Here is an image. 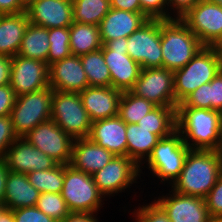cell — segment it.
Listing matches in <instances>:
<instances>
[{
	"instance_id": "1",
	"label": "cell",
	"mask_w": 222,
	"mask_h": 222,
	"mask_svg": "<svg viewBox=\"0 0 222 222\" xmlns=\"http://www.w3.org/2000/svg\"><path fill=\"white\" fill-rule=\"evenodd\" d=\"M221 174L220 151L190 149L179 177L170 188L182 195L204 199Z\"/></svg>"
},
{
	"instance_id": "2",
	"label": "cell",
	"mask_w": 222,
	"mask_h": 222,
	"mask_svg": "<svg viewBox=\"0 0 222 222\" xmlns=\"http://www.w3.org/2000/svg\"><path fill=\"white\" fill-rule=\"evenodd\" d=\"M177 131L191 150L219 151L222 145V114L203 108H177Z\"/></svg>"
},
{
	"instance_id": "3",
	"label": "cell",
	"mask_w": 222,
	"mask_h": 222,
	"mask_svg": "<svg viewBox=\"0 0 222 222\" xmlns=\"http://www.w3.org/2000/svg\"><path fill=\"white\" fill-rule=\"evenodd\" d=\"M189 150L190 148L184 143L177 130L171 135L161 138L149 157L139 166L140 177L145 178L143 175H146L155 181L158 179L157 182L160 181L158 185L164 184V188L165 186L170 187L179 177ZM144 168L148 170L149 175L145 173Z\"/></svg>"
},
{
	"instance_id": "4",
	"label": "cell",
	"mask_w": 222,
	"mask_h": 222,
	"mask_svg": "<svg viewBox=\"0 0 222 222\" xmlns=\"http://www.w3.org/2000/svg\"><path fill=\"white\" fill-rule=\"evenodd\" d=\"M162 67L172 70L183 68L204 45L178 18L160 19Z\"/></svg>"
},
{
	"instance_id": "5",
	"label": "cell",
	"mask_w": 222,
	"mask_h": 222,
	"mask_svg": "<svg viewBox=\"0 0 222 222\" xmlns=\"http://www.w3.org/2000/svg\"><path fill=\"white\" fill-rule=\"evenodd\" d=\"M221 69L222 48L204 46L183 68L174 71L176 105L199 86L210 83Z\"/></svg>"
},
{
	"instance_id": "6",
	"label": "cell",
	"mask_w": 222,
	"mask_h": 222,
	"mask_svg": "<svg viewBox=\"0 0 222 222\" xmlns=\"http://www.w3.org/2000/svg\"><path fill=\"white\" fill-rule=\"evenodd\" d=\"M62 197L70 212L100 214L105 199L94 182L92 175L75 170L64 164ZM100 212V213H99Z\"/></svg>"
},
{
	"instance_id": "7",
	"label": "cell",
	"mask_w": 222,
	"mask_h": 222,
	"mask_svg": "<svg viewBox=\"0 0 222 222\" xmlns=\"http://www.w3.org/2000/svg\"><path fill=\"white\" fill-rule=\"evenodd\" d=\"M52 96L50 86L16 96L10 117L17 137L26 136L37 125L51 119Z\"/></svg>"
},
{
	"instance_id": "8",
	"label": "cell",
	"mask_w": 222,
	"mask_h": 222,
	"mask_svg": "<svg viewBox=\"0 0 222 222\" xmlns=\"http://www.w3.org/2000/svg\"><path fill=\"white\" fill-rule=\"evenodd\" d=\"M51 119L73 139L89 136L92 121L78 92L53 90Z\"/></svg>"
},
{
	"instance_id": "9",
	"label": "cell",
	"mask_w": 222,
	"mask_h": 222,
	"mask_svg": "<svg viewBox=\"0 0 222 222\" xmlns=\"http://www.w3.org/2000/svg\"><path fill=\"white\" fill-rule=\"evenodd\" d=\"M92 177L99 191L108 200L117 195L120 197L122 192L126 193L125 191L129 195L134 186L136 190L141 187L138 184L140 183L139 179H142L139 166L128 156H114Z\"/></svg>"
},
{
	"instance_id": "10",
	"label": "cell",
	"mask_w": 222,
	"mask_h": 222,
	"mask_svg": "<svg viewBox=\"0 0 222 222\" xmlns=\"http://www.w3.org/2000/svg\"><path fill=\"white\" fill-rule=\"evenodd\" d=\"M180 19L204 46L222 48V6L200 0Z\"/></svg>"
},
{
	"instance_id": "11",
	"label": "cell",
	"mask_w": 222,
	"mask_h": 222,
	"mask_svg": "<svg viewBox=\"0 0 222 222\" xmlns=\"http://www.w3.org/2000/svg\"><path fill=\"white\" fill-rule=\"evenodd\" d=\"M101 50L111 75V86L122 92L130 91L142 68L127 54V38L108 41Z\"/></svg>"
},
{
	"instance_id": "12",
	"label": "cell",
	"mask_w": 222,
	"mask_h": 222,
	"mask_svg": "<svg viewBox=\"0 0 222 222\" xmlns=\"http://www.w3.org/2000/svg\"><path fill=\"white\" fill-rule=\"evenodd\" d=\"M127 54L142 69L162 67L160 19H149L127 38Z\"/></svg>"
},
{
	"instance_id": "13",
	"label": "cell",
	"mask_w": 222,
	"mask_h": 222,
	"mask_svg": "<svg viewBox=\"0 0 222 222\" xmlns=\"http://www.w3.org/2000/svg\"><path fill=\"white\" fill-rule=\"evenodd\" d=\"M130 91L156 106L177 107L174 95V72L164 67L142 69Z\"/></svg>"
},
{
	"instance_id": "14",
	"label": "cell",
	"mask_w": 222,
	"mask_h": 222,
	"mask_svg": "<svg viewBox=\"0 0 222 222\" xmlns=\"http://www.w3.org/2000/svg\"><path fill=\"white\" fill-rule=\"evenodd\" d=\"M25 139L59 164L69 165L74 139L52 119L33 128Z\"/></svg>"
},
{
	"instance_id": "15",
	"label": "cell",
	"mask_w": 222,
	"mask_h": 222,
	"mask_svg": "<svg viewBox=\"0 0 222 222\" xmlns=\"http://www.w3.org/2000/svg\"><path fill=\"white\" fill-rule=\"evenodd\" d=\"M168 188V192L163 193L165 189L162 187L163 191L157 193L159 196L156 195L153 200L167 214L170 222H208L211 219L203 198L182 195Z\"/></svg>"
},
{
	"instance_id": "16",
	"label": "cell",
	"mask_w": 222,
	"mask_h": 222,
	"mask_svg": "<svg viewBox=\"0 0 222 222\" xmlns=\"http://www.w3.org/2000/svg\"><path fill=\"white\" fill-rule=\"evenodd\" d=\"M49 66L47 63L24 58L12 57L10 86L16 96L37 91L49 86Z\"/></svg>"
},
{
	"instance_id": "17",
	"label": "cell",
	"mask_w": 222,
	"mask_h": 222,
	"mask_svg": "<svg viewBox=\"0 0 222 222\" xmlns=\"http://www.w3.org/2000/svg\"><path fill=\"white\" fill-rule=\"evenodd\" d=\"M9 171L28 174L49 170L59 163L30 144L25 137H17L4 156Z\"/></svg>"
},
{
	"instance_id": "18",
	"label": "cell",
	"mask_w": 222,
	"mask_h": 222,
	"mask_svg": "<svg viewBox=\"0 0 222 222\" xmlns=\"http://www.w3.org/2000/svg\"><path fill=\"white\" fill-rule=\"evenodd\" d=\"M25 12L30 23L47 29L73 24L72 0H33Z\"/></svg>"
},
{
	"instance_id": "19",
	"label": "cell",
	"mask_w": 222,
	"mask_h": 222,
	"mask_svg": "<svg viewBox=\"0 0 222 222\" xmlns=\"http://www.w3.org/2000/svg\"><path fill=\"white\" fill-rule=\"evenodd\" d=\"M49 86L55 91L81 92L89 87L80 56L71 55L49 65Z\"/></svg>"
},
{
	"instance_id": "20",
	"label": "cell",
	"mask_w": 222,
	"mask_h": 222,
	"mask_svg": "<svg viewBox=\"0 0 222 222\" xmlns=\"http://www.w3.org/2000/svg\"><path fill=\"white\" fill-rule=\"evenodd\" d=\"M88 138L114 156H127L126 122L118 115L92 122Z\"/></svg>"
},
{
	"instance_id": "21",
	"label": "cell",
	"mask_w": 222,
	"mask_h": 222,
	"mask_svg": "<svg viewBox=\"0 0 222 222\" xmlns=\"http://www.w3.org/2000/svg\"><path fill=\"white\" fill-rule=\"evenodd\" d=\"M122 91L111 87L89 86L79 92L92 122L118 115Z\"/></svg>"
},
{
	"instance_id": "22",
	"label": "cell",
	"mask_w": 222,
	"mask_h": 222,
	"mask_svg": "<svg viewBox=\"0 0 222 222\" xmlns=\"http://www.w3.org/2000/svg\"><path fill=\"white\" fill-rule=\"evenodd\" d=\"M149 19L145 13L111 8L99 24L102 44L121 37L128 38Z\"/></svg>"
},
{
	"instance_id": "23",
	"label": "cell",
	"mask_w": 222,
	"mask_h": 222,
	"mask_svg": "<svg viewBox=\"0 0 222 222\" xmlns=\"http://www.w3.org/2000/svg\"><path fill=\"white\" fill-rule=\"evenodd\" d=\"M114 155L89 138L74 139L69 165L75 170L93 175L102 169Z\"/></svg>"
},
{
	"instance_id": "24",
	"label": "cell",
	"mask_w": 222,
	"mask_h": 222,
	"mask_svg": "<svg viewBox=\"0 0 222 222\" xmlns=\"http://www.w3.org/2000/svg\"><path fill=\"white\" fill-rule=\"evenodd\" d=\"M39 196L40 192L29 182L26 174L8 172L4 197L6 209L36 206Z\"/></svg>"
},
{
	"instance_id": "25",
	"label": "cell",
	"mask_w": 222,
	"mask_h": 222,
	"mask_svg": "<svg viewBox=\"0 0 222 222\" xmlns=\"http://www.w3.org/2000/svg\"><path fill=\"white\" fill-rule=\"evenodd\" d=\"M28 24L26 12L0 15L1 55L13 57L18 54Z\"/></svg>"
},
{
	"instance_id": "26",
	"label": "cell",
	"mask_w": 222,
	"mask_h": 222,
	"mask_svg": "<svg viewBox=\"0 0 222 222\" xmlns=\"http://www.w3.org/2000/svg\"><path fill=\"white\" fill-rule=\"evenodd\" d=\"M177 108H203L222 114V69L210 83L199 86Z\"/></svg>"
},
{
	"instance_id": "27",
	"label": "cell",
	"mask_w": 222,
	"mask_h": 222,
	"mask_svg": "<svg viewBox=\"0 0 222 222\" xmlns=\"http://www.w3.org/2000/svg\"><path fill=\"white\" fill-rule=\"evenodd\" d=\"M127 156L140 166L160 141V137L138 124L126 123Z\"/></svg>"
},
{
	"instance_id": "28",
	"label": "cell",
	"mask_w": 222,
	"mask_h": 222,
	"mask_svg": "<svg viewBox=\"0 0 222 222\" xmlns=\"http://www.w3.org/2000/svg\"><path fill=\"white\" fill-rule=\"evenodd\" d=\"M70 51L72 55L82 56L100 50L103 46L99 26L73 22L69 27Z\"/></svg>"
},
{
	"instance_id": "29",
	"label": "cell",
	"mask_w": 222,
	"mask_h": 222,
	"mask_svg": "<svg viewBox=\"0 0 222 222\" xmlns=\"http://www.w3.org/2000/svg\"><path fill=\"white\" fill-rule=\"evenodd\" d=\"M49 45V29L29 22L17 55L47 63Z\"/></svg>"
},
{
	"instance_id": "30",
	"label": "cell",
	"mask_w": 222,
	"mask_h": 222,
	"mask_svg": "<svg viewBox=\"0 0 222 222\" xmlns=\"http://www.w3.org/2000/svg\"><path fill=\"white\" fill-rule=\"evenodd\" d=\"M177 107L156 106L137 123L160 138L167 137L177 130L176 122Z\"/></svg>"
},
{
	"instance_id": "31",
	"label": "cell",
	"mask_w": 222,
	"mask_h": 222,
	"mask_svg": "<svg viewBox=\"0 0 222 222\" xmlns=\"http://www.w3.org/2000/svg\"><path fill=\"white\" fill-rule=\"evenodd\" d=\"M73 22L99 26L111 9L110 0H72Z\"/></svg>"
},
{
	"instance_id": "32",
	"label": "cell",
	"mask_w": 222,
	"mask_h": 222,
	"mask_svg": "<svg viewBox=\"0 0 222 222\" xmlns=\"http://www.w3.org/2000/svg\"><path fill=\"white\" fill-rule=\"evenodd\" d=\"M80 60L89 86L111 87V75L101 49L80 56Z\"/></svg>"
},
{
	"instance_id": "33",
	"label": "cell",
	"mask_w": 222,
	"mask_h": 222,
	"mask_svg": "<svg viewBox=\"0 0 222 222\" xmlns=\"http://www.w3.org/2000/svg\"><path fill=\"white\" fill-rule=\"evenodd\" d=\"M155 107L151 101L125 91L120 98L118 116L126 123L137 124Z\"/></svg>"
},
{
	"instance_id": "34",
	"label": "cell",
	"mask_w": 222,
	"mask_h": 222,
	"mask_svg": "<svg viewBox=\"0 0 222 222\" xmlns=\"http://www.w3.org/2000/svg\"><path fill=\"white\" fill-rule=\"evenodd\" d=\"M29 182L40 193H61L64 182V164H58L49 170L33 171L26 174Z\"/></svg>"
},
{
	"instance_id": "35",
	"label": "cell",
	"mask_w": 222,
	"mask_h": 222,
	"mask_svg": "<svg viewBox=\"0 0 222 222\" xmlns=\"http://www.w3.org/2000/svg\"><path fill=\"white\" fill-rule=\"evenodd\" d=\"M70 32L69 27L50 28L49 29V53L47 56V65L71 56L70 51Z\"/></svg>"
},
{
	"instance_id": "36",
	"label": "cell",
	"mask_w": 222,
	"mask_h": 222,
	"mask_svg": "<svg viewBox=\"0 0 222 222\" xmlns=\"http://www.w3.org/2000/svg\"><path fill=\"white\" fill-rule=\"evenodd\" d=\"M36 207L58 222L71 213L61 193H40Z\"/></svg>"
},
{
	"instance_id": "37",
	"label": "cell",
	"mask_w": 222,
	"mask_h": 222,
	"mask_svg": "<svg viewBox=\"0 0 222 222\" xmlns=\"http://www.w3.org/2000/svg\"><path fill=\"white\" fill-rule=\"evenodd\" d=\"M145 201L148 200H144L142 205H140L139 203L137 207L135 205H132L133 207H135L133 208V210L128 208V206L125 204V206L122 207L124 210L123 212H128L129 214L132 213L131 215L134 217L132 221L134 222H170L167 214L153 199L148 203ZM126 208H128L129 210Z\"/></svg>"
},
{
	"instance_id": "38",
	"label": "cell",
	"mask_w": 222,
	"mask_h": 222,
	"mask_svg": "<svg viewBox=\"0 0 222 222\" xmlns=\"http://www.w3.org/2000/svg\"><path fill=\"white\" fill-rule=\"evenodd\" d=\"M211 219H222V174L204 198Z\"/></svg>"
},
{
	"instance_id": "39",
	"label": "cell",
	"mask_w": 222,
	"mask_h": 222,
	"mask_svg": "<svg viewBox=\"0 0 222 222\" xmlns=\"http://www.w3.org/2000/svg\"><path fill=\"white\" fill-rule=\"evenodd\" d=\"M140 5L150 19H169L168 0H140Z\"/></svg>"
},
{
	"instance_id": "40",
	"label": "cell",
	"mask_w": 222,
	"mask_h": 222,
	"mask_svg": "<svg viewBox=\"0 0 222 222\" xmlns=\"http://www.w3.org/2000/svg\"><path fill=\"white\" fill-rule=\"evenodd\" d=\"M16 138L10 115L0 116V158H4L7 149Z\"/></svg>"
},
{
	"instance_id": "41",
	"label": "cell",
	"mask_w": 222,
	"mask_h": 222,
	"mask_svg": "<svg viewBox=\"0 0 222 222\" xmlns=\"http://www.w3.org/2000/svg\"><path fill=\"white\" fill-rule=\"evenodd\" d=\"M13 215L15 222H58L36 206L14 209Z\"/></svg>"
},
{
	"instance_id": "42",
	"label": "cell",
	"mask_w": 222,
	"mask_h": 222,
	"mask_svg": "<svg viewBox=\"0 0 222 222\" xmlns=\"http://www.w3.org/2000/svg\"><path fill=\"white\" fill-rule=\"evenodd\" d=\"M16 95L10 84L0 86V116L10 115L14 107Z\"/></svg>"
},
{
	"instance_id": "43",
	"label": "cell",
	"mask_w": 222,
	"mask_h": 222,
	"mask_svg": "<svg viewBox=\"0 0 222 222\" xmlns=\"http://www.w3.org/2000/svg\"><path fill=\"white\" fill-rule=\"evenodd\" d=\"M200 0H168L169 19L182 16Z\"/></svg>"
},
{
	"instance_id": "44",
	"label": "cell",
	"mask_w": 222,
	"mask_h": 222,
	"mask_svg": "<svg viewBox=\"0 0 222 222\" xmlns=\"http://www.w3.org/2000/svg\"><path fill=\"white\" fill-rule=\"evenodd\" d=\"M110 3L111 8L133 13H144L141 10L140 0H110Z\"/></svg>"
},
{
	"instance_id": "45",
	"label": "cell",
	"mask_w": 222,
	"mask_h": 222,
	"mask_svg": "<svg viewBox=\"0 0 222 222\" xmlns=\"http://www.w3.org/2000/svg\"><path fill=\"white\" fill-rule=\"evenodd\" d=\"M25 12V7L19 0H0V15L19 14Z\"/></svg>"
},
{
	"instance_id": "46",
	"label": "cell",
	"mask_w": 222,
	"mask_h": 222,
	"mask_svg": "<svg viewBox=\"0 0 222 222\" xmlns=\"http://www.w3.org/2000/svg\"><path fill=\"white\" fill-rule=\"evenodd\" d=\"M12 57L0 54V86L10 84Z\"/></svg>"
},
{
	"instance_id": "47",
	"label": "cell",
	"mask_w": 222,
	"mask_h": 222,
	"mask_svg": "<svg viewBox=\"0 0 222 222\" xmlns=\"http://www.w3.org/2000/svg\"><path fill=\"white\" fill-rule=\"evenodd\" d=\"M97 213L71 212L61 222H99Z\"/></svg>"
},
{
	"instance_id": "48",
	"label": "cell",
	"mask_w": 222,
	"mask_h": 222,
	"mask_svg": "<svg viewBox=\"0 0 222 222\" xmlns=\"http://www.w3.org/2000/svg\"><path fill=\"white\" fill-rule=\"evenodd\" d=\"M9 169L4 158H0V203L4 204L5 185Z\"/></svg>"
},
{
	"instance_id": "49",
	"label": "cell",
	"mask_w": 222,
	"mask_h": 222,
	"mask_svg": "<svg viewBox=\"0 0 222 222\" xmlns=\"http://www.w3.org/2000/svg\"><path fill=\"white\" fill-rule=\"evenodd\" d=\"M0 222H15V218L13 215V210L5 209L0 214Z\"/></svg>"
},
{
	"instance_id": "50",
	"label": "cell",
	"mask_w": 222,
	"mask_h": 222,
	"mask_svg": "<svg viewBox=\"0 0 222 222\" xmlns=\"http://www.w3.org/2000/svg\"><path fill=\"white\" fill-rule=\"evenodd\" d=\"M19 1L26 8L33 0H19Z\"/></svg>"
},
{
	"instance_id": "51",
	"label": "cell",
	"mask_w": 222,
	"mask_h": 222,
	"mask_svg": "<svg viewBox=\"0 0 222 222\" xmlns=\"http://www.w3.org/2000/svg\"><path fill=\"white\" fill-rule=\"evenodd\" d=\"M209 2H213V3H216L220 6H222V0H208Z\"/></svg>"
},
{
	"instance_id": "52",
	"label": "cell",
	"mask_w": 222,
	"mask_h": 222,
	"mask_svg": "<svg viewBox=\"0 0 222 222\" xmlns=\"http://www.w3.org/2000/svg\"><path fill=\"white\" fill-rule=\"evenodd\" d=\"M6 209L4 204L0 203V214Z\"/></svg>"
},
{
	"instance_id": "53",
	"label": "cell",
	"mask_w": 222,
	"mask_h": 222,
	"mask_svg": "<svg viewBox=\"0 0 222 222\" xmlns=\"http://www.w3.org/2000/svg\"><path fill=\"white\" fill-rule=\"evenodd\" d=\"M208 222H222V219H210Z\"/></svg>"
},
{
	"instance_id": "54",
	"label": "cell",
	"mask_w": 222,
	"mask_h": 222,
	"mask_svg": "<svg viewBox=\"0 0 222 222\" xmlns=\"http://www.w3.org/2000/svg\"><path fill=\"white\" fill-rule=\"evenodd\" d=\"M220 154H221V159H222V145H221V147H220Z\"/></svg>"
}]
</instances>
